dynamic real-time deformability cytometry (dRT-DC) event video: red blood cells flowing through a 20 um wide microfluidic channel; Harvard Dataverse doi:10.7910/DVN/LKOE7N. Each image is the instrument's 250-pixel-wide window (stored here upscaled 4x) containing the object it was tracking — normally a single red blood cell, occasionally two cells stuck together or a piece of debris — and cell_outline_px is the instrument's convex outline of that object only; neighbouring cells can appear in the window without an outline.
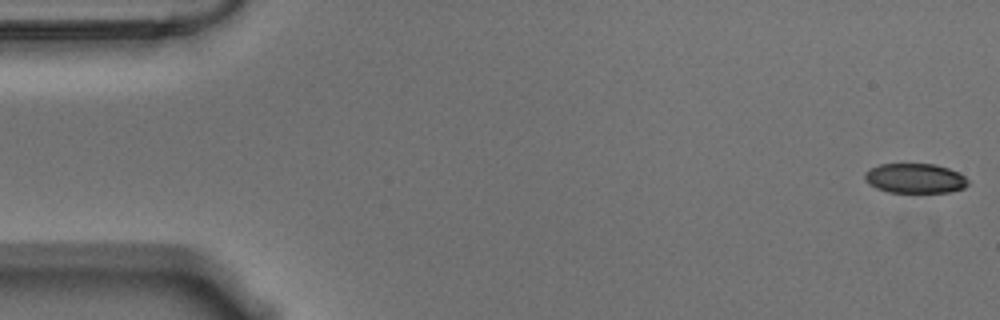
{"species": "Egyptian fruit bat (a non-hibernating species)", "species_latin": "Rousettus aegyptiacus", "temperature_condition": "warm", "stored_images_in_passage": 56, "camera_frame_rate_fps": 3000, "um_per_image_px": 0.085, "animal": {"sex": "male"}, "frame": {"image": 1, "passage_image": 1, "time_ms": 0.0, "image_size_px": [1000, 320], "cell_outline_px": [[968, 184], [964, 188], [948, 192], [888, 192], [876, 188], [868, 184], [864, 180], [864, 172], [880, 164], [936, 164], [948, 168], [964, 176], [968, 180]], "centroid_in_image_um": [77.74, 15.16], "position_along_channel_um": 7.3, "area_um2": 17.86}}
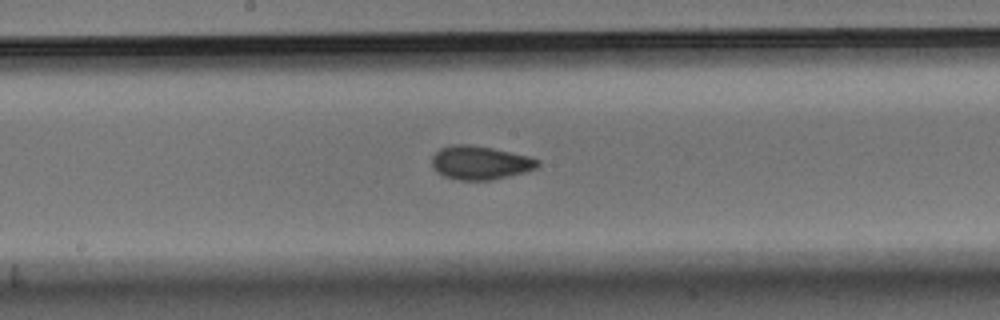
{"frame": {"image": 2, "passage_image": 29, "time_ms": 9.333, "image_size_px": [1000, 320], "cell_outline_px": [[540, 164], [536, 168], [524, 172], [492, 180], [460, 180], [444, 176], [436, 172], [432, 168], [432, 156], [440, 148], [452, 144], [468, 144], [492, 148], [528, 156], [540, 160]], "centroid_in_image_um": [40.78, 13.83], "position_along_channel_um": 207.4, "area_um2": 20.75}}
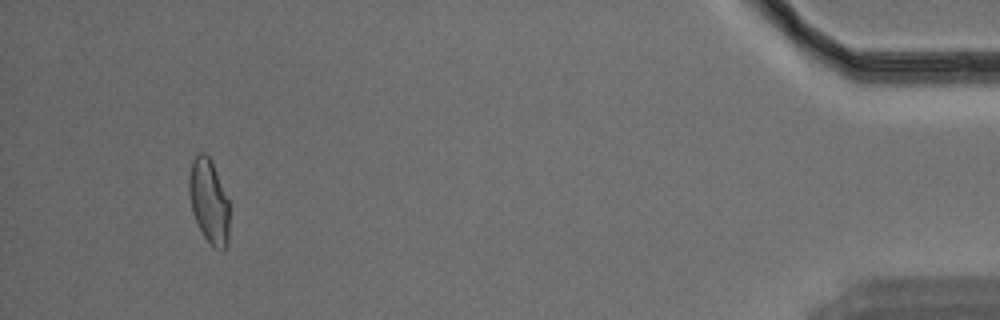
{"frame": {"image": 3, "passage_image": 53, "time_ms": 17.333, "image_size_px": [1000, 320], "cell_outline_px": [[228, 244], [220, 252], [204, 236], [192, 212], [188, 192], [188, 176], [192, 160], [200, 152], [204, 152], [208, 156], [212, 164], [228, 200]], "centroid_in_image_um": [17.73, 17.11], "position_along_channel_um": 417.5, "area_um2": 19.42}, "authors_computed_cell_mechanics": {"area_um2": 19.941, "velocity_mm_per_s": 3.5541, "shape_relaxation_time_tau1_ms": 8.2656, "shape_relaxation_time_tau2_ms": 1.5046, "deformation_change_tau1": 0.1784, "deformation_change_tau2": 0.0663}}